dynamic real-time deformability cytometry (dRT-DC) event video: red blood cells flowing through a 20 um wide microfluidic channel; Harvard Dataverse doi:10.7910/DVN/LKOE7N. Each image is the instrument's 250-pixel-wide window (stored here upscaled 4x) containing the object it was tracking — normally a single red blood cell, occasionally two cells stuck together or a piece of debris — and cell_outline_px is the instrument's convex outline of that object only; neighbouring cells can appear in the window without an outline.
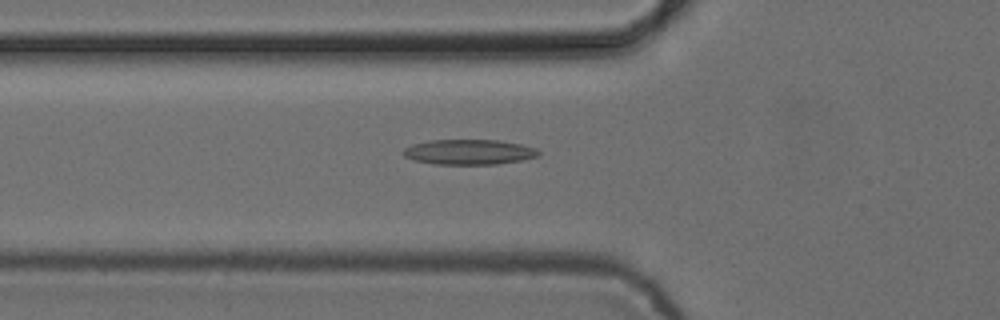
{"species": "common noctule bat (a hibernating species)", "species_latin": "Nyctalus noctula", "temperature_condition": "cold", "stored_images_in_passage": 44, "camera_frame_rate_fps": 3000, "um_per_image_px": 0.085, "animal": {"sex": "female", "body_mass_g": 24.6, "forearm_length_mm": 56.2}, "frame": {"image": 1, "passage_image": 10, "time_ms": 3.0, "image_size_px": [1000, 320], "cell_outline_px": [[540, 156], [520, 160], [496, 164], [436, 164], [416, 160], [404, 156], [400, 152], [404, 148], [412, 144], [428, 140], [500, 140], [520, 144], [536, 148], [540, 152]], "centroid_in_image_um": [39.86, 12.91], "position_along_channel_um": 85.9, "area_um2": 19.83}}
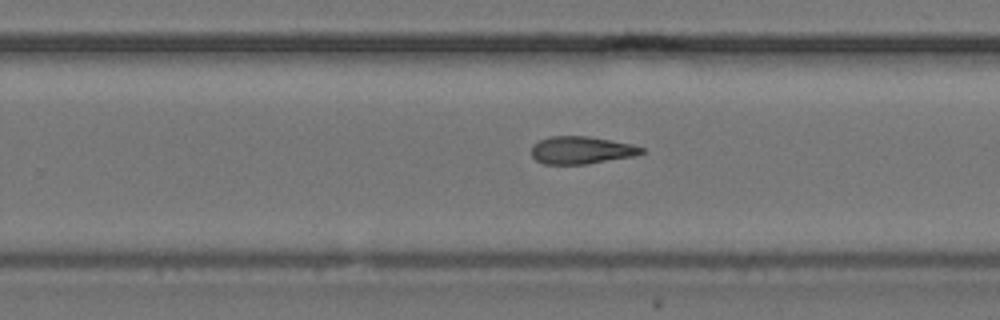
{"frame": {"image": 2, "passage_image": 25, "time_ms": 8.0, "image_size_px": [1000, 320], "cell_outline_px": [[644, 152], [636, 156], [588, 164], [544, 164], [536, 160], [532, 156], [532, 144], [548, 136], [588, 136], [612, 140], [632, 144], [644, 148]], "centroid_in_image_um": [49.43, 12.76], "position_along_channel_um": 280.4, "area_um2": 17.86}}
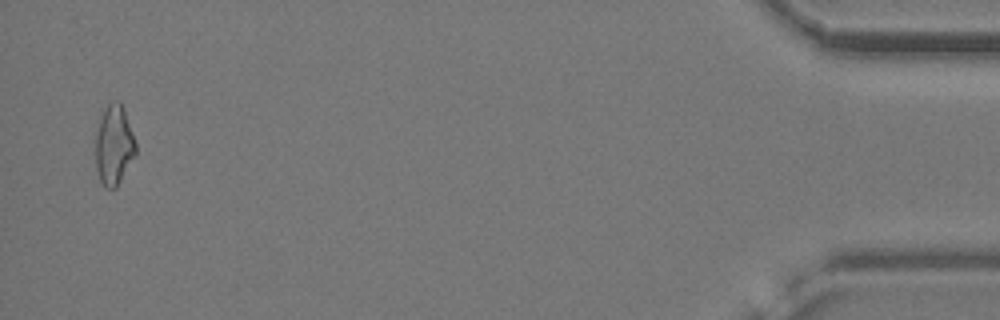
{"frame": {"image": 3, "passage_image": 43, "time_ms": 14.0, "image_size_px": [1000, 320], "cell_outline_px": [[136, 156], [116, 188], [104, 188], [100, 180], [96, 168], [96, 132], [104, 108], [108, 104], [116, 100], [120, 100], [124, 108], [136, 144]], "centroid_in_image_um": [9.7, 12.35], "position_along_channel_um": 425.5, "area_um2": 18.79}}